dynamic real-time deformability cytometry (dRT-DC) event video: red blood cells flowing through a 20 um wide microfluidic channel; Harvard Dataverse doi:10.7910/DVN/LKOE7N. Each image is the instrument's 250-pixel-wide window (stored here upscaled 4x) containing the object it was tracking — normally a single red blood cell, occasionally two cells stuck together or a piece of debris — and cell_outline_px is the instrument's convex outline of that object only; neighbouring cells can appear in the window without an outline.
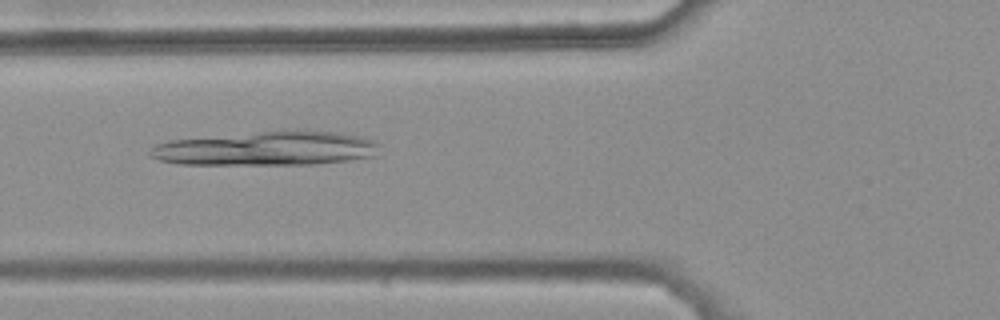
{"species": "common noctule bat (a hibernating species)", "species_latin": "Nyctalus noctula", "temperature_condition": "warm", "stored_images_in_passage": 38, "camera_frame_rate_fps": 3000, "um_per_image_px": 0.085, "animal": {"sex": "female", "body_mass_g": 25.1}, "frame": {"image": 1, "passage_image": 10, "time_ms": 3.0, "image_size_px": [1000, 320], "cell_outline_px": [[380, 144], [372, 156], [348, 160], [316, 164], [180, 164], [160, 160], [152, 156], [148, 152], [156, 144], [168, 140], [292, 128], [296, 128], [340, 132], [364, 136]], "centroid_in_image_um": [22.69, 12.58], "position_along_channel_um": 103.1, "area_um2": 46.3}}
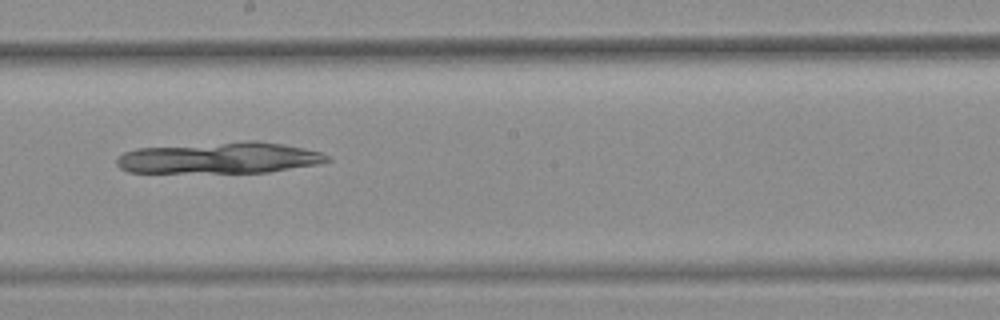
{"frame": {"image": 2, "passage_image": 20, "time_ms": 6.333, "image_size_px": [1000, 320], "cell_outline_px": [[332, 160], [320, 164], [268, 172], [128, 172], [120, 168], [116, 164], [116, 160], [124, 152], [136, 148], [248, 140], [256, 140], [284, 144], [304, 148], [320, 152], [328, 156]], "centroid_in_image_um": [18.7, 13.41], "position_along_channel_um": 229.5, "area_um2": 38.49}}
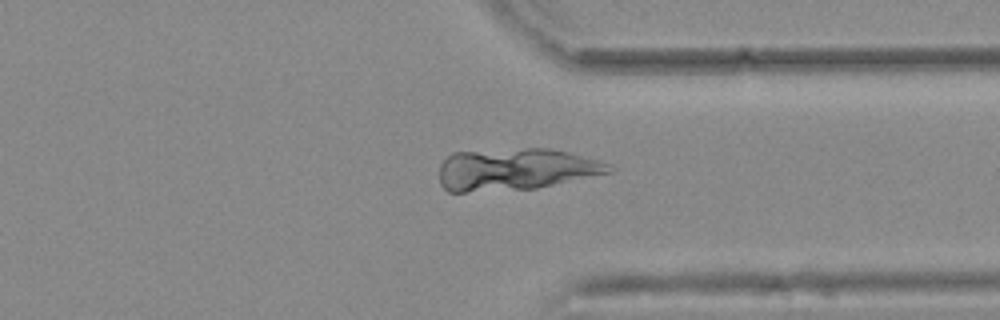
{"frame": {"image": 3, "passage_image": 31, "time_ms": 10.0, "image_size_px": [1000, 320], "cell_outline_px": [[616, 168], [612, 172], [536, 188], [464, 192], [448, 192], [440, 184], [440, 164], [452, 152], [524, 148], [552, 148], [568, 152], [596, 160], [608, 164]], "centroid_in_image_um": [43.8, 14.38], "position_along_channel_um": 367.6, "area_um2": 41.44}}